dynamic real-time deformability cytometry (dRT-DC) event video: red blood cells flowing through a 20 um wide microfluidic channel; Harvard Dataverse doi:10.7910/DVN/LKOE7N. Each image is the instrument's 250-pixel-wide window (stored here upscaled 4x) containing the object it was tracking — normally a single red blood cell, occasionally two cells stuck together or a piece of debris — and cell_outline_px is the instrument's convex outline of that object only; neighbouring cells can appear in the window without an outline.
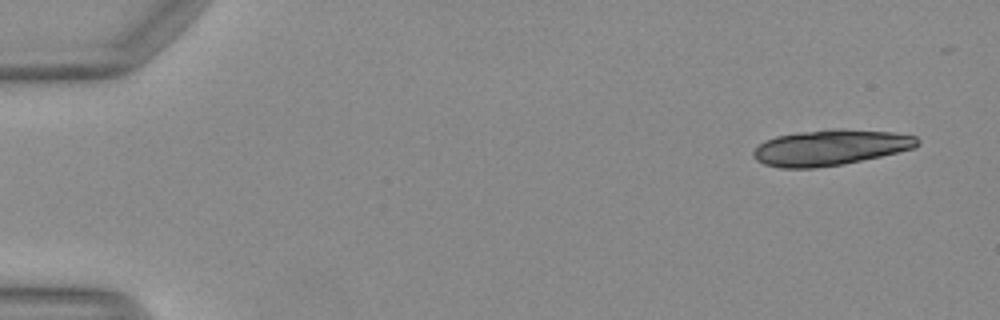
{"species": "Egyptian fruit bat (a non-hibernating species)", "species_latin": "Rousettus aegyptiacus", "temperature_condition": "warm", "stored_images_in_passage": 16, "camera_frame_rate_fps": 3000, "um_per_image_px": 0.085, "animal": {"sex": "female"}, "frame": {"image": 1, "passage_image": 2, "time_ms": 0.333, "image_size_px": [1000, 320], "cell_outline_px": [[920, 144], [916, 148], [880, 156], [840, 164], [816, 168], [780, 168], [764, 164], [756, 160], [752, 156], [752, 152], [764, 140], [776, 136], [804, 132], [892, 132], [916, 136], [920, 140]], "centroid_in_image_um": [70.54, 12.59], "position_along_channel_um": 14.5, "area_um2": 32.71}}